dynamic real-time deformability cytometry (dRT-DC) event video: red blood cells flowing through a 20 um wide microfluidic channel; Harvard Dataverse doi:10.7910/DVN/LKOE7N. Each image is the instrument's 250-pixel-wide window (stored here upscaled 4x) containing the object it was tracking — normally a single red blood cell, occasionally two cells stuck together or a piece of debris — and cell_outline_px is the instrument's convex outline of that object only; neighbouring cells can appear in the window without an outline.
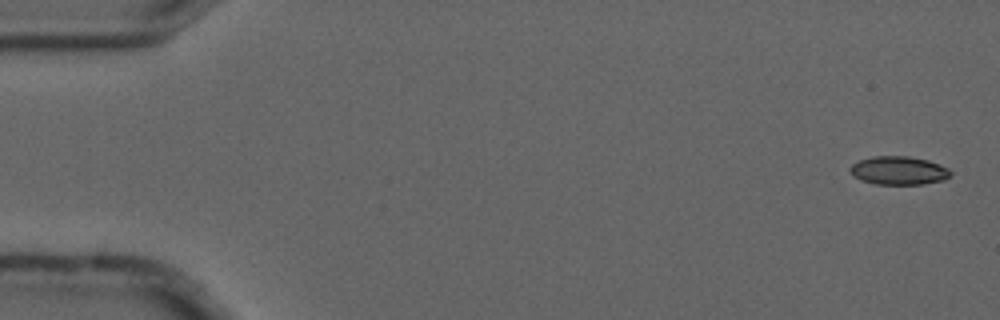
{"species": "common noctule bat (a hibernating species)", "species_latin": "Nyctalus noctula", "temperature_condition": "cold", "stored_images_in_passage": 4, "camera_frame_rate_fps": 3000, "um_per_image_px": 0.085, "animal": {"sex": "male", "forearm_length_mm": 52.5}, "frame": {"image": 1, "passage_image": 1, "time_ms": 0.0, "image_size_px": [1000, 320], "cell_outline_px": [[952, 172], [944, 180], [924, 184], [876, 184], [860, 180], [852, 176], [848, 168], [852, 164], [860, 160], [872, 156], [908, 156], [928, 160], [940, 164], [948, 168]], "centroid_in_image_um": [76.37, 14.49], "position_along_channel_um": 8.6, "area_um2": 16.76}}